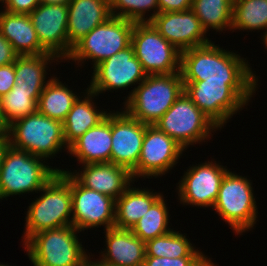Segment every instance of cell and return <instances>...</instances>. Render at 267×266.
Segmentation results:
<instances>
[{
	"mask_svg": "<svg viewBox=\"0 0 267 266\" xmlns=\"http://www.w3.org/2000/svg\"><path fill=\"white\" fill-rule=\"evenodd\" d=\"M180 73L183 81L258 83L246 58L212 42L181 52Z\"/></svg>",
	"mask_w": 267,
	"mask_h": 266,
	"instance_id": "1",
	"label": "cell"
},
{
	"mask_svg": "<svg viewBox=\"0 0 267 266\" xmlns=\"http://www.w3.org/2000/svg\"><path fill=\"white\" fill-rule=\"evenodd\" d=\"M184 92L191 101L218 127L242 110L256 92V83H215L183 81Z\"/></svg>",
	"mask_w": 267,
	"mask_h": 266,
	"instance_id": "2",
	"label": "cell"
},
{
	"mask_svg": "<svg viewBox=\"0 0 267 266\" xmlns=\"http://www.w3.org/2000/svg\"><path fill=\"white\" fill-rule=\"evenodd\" d=\"M39 192L27 209L23 244L37 232L72 225L71 174L59 171Z\"/></svg>",
	"mask_w": 267,
	"mask_h": 266,
	"instance_id": "3",
	"label": "cell"
},
{
	"mask_svg": "<svg viewBox=\"0 0 267 266\" xmlns=\"http://www.w3.org/2000/svg\"><path fill=\"white\" fill-rule=\"evenodd\" d=\"M183 92L184 84L180 72L147 75L127 96L124 110L140 122L154 125Z\"/></svg>",
	"mask_w": 267,
	"mask_h": 266,
	"instance_id": "4",
	"label": "cell"
},
{
	"mask_svg": "<svg viewBox=\"0 0 267 266\" xmlns=\"http://www.w3.org/2000/svg\"><path fill=\"white\" fill-rule=\"evenodd\" d=\"M73 225L37 232L23 245L33 266H86L88 255Z\"/></svg>",
	"mask_w": 267,
	"mask_h": 266,
	"instance_id": "5",
	"label": "cell"
},
{
	"mask_svg": "<svg viewBox=\"0 0 267 266\" xmlns=\"http://www.w3.org/2000/svg\"><path fill=\"white\" fill-rule=\"evenodd\" d=\"M7 136L11 147L45 160L55 157L63 148L69 149L64 139L63 122L38 111L8 125Z\"/></svg>",
	"mask_w": 267,
	"mask_h": 266,
	"instance_id": "6",
	"label": "cell"
},
{
	"mask_svg": "<svg viewBox=\"0 0 267 266\" xmlns=\"http://www.w3.org/2000/svg\"><path fill=\"white\" fill-rule=\"evenodd\" d=\"M43 160L9 146L0 167V199L23 193H38L60 171L59 168L46 165Z\"/></svg>",
	"mask_w": 267,
	"mask_h": 266,
	"instance_id": "7",
	"label": "cell"
},
{
	"mask_svg": "<svg viewBox=\"0 0 267 266\" xmlns=\"http://www.w3.org/2000/svg\"><path fill=\"white\" fill-rule=\"evenodd\" d=\"M250 181L247 177L228 170L212 208L237 235L253 228L258 218V208Z\"/></svg>",
	"mask_w": 267,
	"mask_h": 266,
	"instance_id": "8",
	"label": "cell"
},
{
	"mask_svg": "<svg viewBox=\"0 0 267 266\" xmlns=\"http://www.w3.org/2000/svg\"><path fill=\"white\" fill-rule=\"evenodd\" d=\"M134 24L125 18L111 16L78 41L66 60H73L80 65L84 60L91 59L95 67L131 44Z\"/></svg>",
	"mask_w": 267,
	"mask_h": 266,
	"instance_id": "9",
	"label": "cell"
},
{
	"mask_svg": "<svg viewBox=\"0 0 267 266\" xmlns=\"http://www.w3.org/2000/svg\"><path fill=\"white\" fill-rule=\"evenodd\" d=\"M154 125L185 150L194 143L205 142L218 129L185 92Z\"/></svg>",
	"mask_w": 267,
	"mask_h": 266,
	"instance_id": "10",
	"label": "cell"
},
{
	"mask_svg": "<svg viewBox=\"0 0 267 266\" xmlns=\"http://www.w3.org/2000/svg\"><path fill=\"white\" fill-rule=\"evenodd\" d=\"M131 44L147 75L180 72L181 52L168 42L150 22H135Z\"/></svg>",
	"mask_w": 267,
	"mask_h": 266,
	"instance_id": "11",
	"label": "cell"
},
{
	"mask_svg": "<svg viewBox=\"0 0 267 266\" xmlns=\"http://www.w3.org/2000/svg\"><path fill=\"white\" fill-rule=\"evenodd\" d=\"M88 89L97 95L140 84L147 76L130 44L93 68Z\"/></svg>",
	"mask_w": 267,
	"mask_h": 266,
	"instance_id": "12",
	"label": "cell"
},
{
	"mask_svg": "<svg viewBox=\"0 0 267 266\" xmlns=\"http://www.w3.org/2000/svg\"><path fill=\"white\" fill-rule=\"evenodd\" d=\"M184 151L180 144L155 125H147L137 166L131 172L134 182L139 177L165 175L178 163Z\"/></svg>",
	"mask_w": 267,
	"mask_h": 266,
	"instance_id": "13",
	"label": "cell"
},
{
	"mask_svg": "<svg viewBox=\"0 0 267 266\" xmlns=\"http://www.w3.org/2000/svg\"><path fill=\"white\" fill-rule=\"evenodd\" d=\"M72 225L81 231L115 225V199L82 186L71 175Z\"/></svg>",
	"mask_w": 267,
	"mask_h": 266,
	"instance_id": "14",
	"label": "cell"
},
{
	"mask_svg": "<svg viewBox=\"0 0 267 266\" xmlns=\"http://www.w3.org/2000/svg\"><path fill=\"white\" fill-rule=\"evenodd\" d=\"M227 171L226 166L212 160L189 166L177 186L180 203L213 208Z\"/></svg>",
	"mask_w": 267,
	"mask_h": 266,
	"instance_id": "15",
	"label": "cell"
},
{
	"mask_svg": "<svg viewBox=\"0 0 267 266\" xmlns=\"http://www.w3.org/2000/svg\"><path fill=\"white\" fill-rule=\"evenodd\" d=\"M147 125L123 109L111 112V163L126 168L130 173L135 169Z\"/></svg>",
	"mask_w": 267,
	"mask_h": 266,
	"instance_id": "16",
	"label": "cell"
},
{
	"mask_svg": "<svg viewBox=\"0 0 267 266\" xmlns=\"http://www.w3.org/2000/svg\"><path fill=\"white\" fill-rule=\"evenodd\" d=\"M40 45L60 60L68 57V6L40 3L30 14Z\"/></svg>",
	"mask_w": 267,
	"mask_h": 266,
	"instance_id": "17",
	"label": "cell"
},
{
	"mask_svg": "<svg viewBox=\"0 0 267 266\" xmlns=\"http://www.w3.org/2000/svg\"><path fill=\"white\" fill-rule=\"evenodd\" d=\"M149 22L180 52L211 42L192 9L158 13Z\"/></svg>",
	"mask_w": 267,
	"mask_h": 266,
	"instance_id": "18",
	"label": "cell"
},
{
	"mask_svg": "<svg viewBox=\"0 0 267 266\" xmlns=\"http://www.w3.org/2000/svg\"><path fill=\"white\" fill-rule=\"evenodd\" d=\"M82 171L71 172L60 169V171L69 172L82 186L93 189L118 199L124 191L133 183L131 173L124 167L114 163H91L85 164Z\"/></svg>",
	"mask_w": 267,
	"mask_h": 266,
	"instance_id": "19",
	"label": "cell"
},
{
	"mask_svg": "<svg viewBox=\"0 0 267 266\" xmlns=\"http://www.w3.org/2000/svg\"><path fill=\"white\" fill-rule=\"evenodd\" d=\"M68 56L72 47L112 15L110 0H70L68 3Z\"/></svg>",
	"mask_w": 267,
	"mask_h": 266,
	"instance_id": "20",
	"label": "cell"
},
{
	"mask_svg": "<svg viewBox=\"0 0 267 266\" xmlns=\"http://www.w3.org/2000/svg\"><path fill=\"white\" fill-rule=\"evenodd\" d=\"M106 248L99 259L111 266H143L146 251L145 242L131 229L112 227L105 230Z\"/></svg>",
	"mask_w": 267,
	"mask_h": 266,
	"instance_id": "21",
	"label": "cell"
},
{
	"mask_svg": "<svg viewBox=\"0 0 267 266\" xmlns=\"http://www.w3.org/2000/svg\"><path fill=\"white\" fill-rule=\"evenodd\" d=\"M111 111L97 126L87 130L76 139L68 153L77 157L79 164L111 162Z\"/></svg>",
	"mask_w": 267,
	"mask_h": 266,
	"instance_id": "22",
	"label": "cell"
},
{
	"mask_svg": "<svg viewBox=\"0 0 267 266\" xmlns=\"http://www.w3.org/2000/svg\"><path fill=\"white\" fill-rule=\"evenodd\" d=\"M0 32L18 55L48 53L38 40L29 14L0 12Z\"/></svg>",
	"mask_w": 267,
	"mask_h": 266,
	"instance_id": "23",
	"label": "cell"
},
{
	"mask_svg": "<svg viewBox=\"0 0 267 266\" xmlns=\"http://www.w3.org/2000/svg\"><path fill=\"white\" fill-rule=\"evenodd\" d=\"M51 60V61H50ZM60 60L56 55H18L15 60V85L10 91L42 92L50 81L46 79L48 63Z\"/></svg>",
	"mask_w": 267,
	"mask_h": 266,
	"instance_id": "24",
	"label": "cell"
},
{
	"mask_svg": "<svg viewBox=\"0 0 267 266\" xmlns=\"http://www.w3.org/2000/svg\"><path fill=\"white\" fill-rule=\"evenodd\" d=\"M85 91L83 100L82 97L76 100L63 121L64 139L68 146L87 130L97 126L108 114L107 111L96 109L97 106L94 105L93 99L98 95L88 88Z\"/></svg>",
	"mask_w": 267,
	"mask_h": 266,
	"instance_id": "25",
	"label": "cell"
},
{
	"mask_svg": "<svg viewBox=\"0 0 267 266\" xmlns=\"http://www.w3.org/2000/svg\"><path fill=\"white\" fill-rule=\"evenodd\" d=\"M130 185L124 193L115 200L116 228L132 229L144 216L152 204L162 195L149 189H139ZM132 187V188H131Z\"/></svg>",
	"mask_w": 267,
	"mask_h": 266,
	"instance_id": "26",
	"label": "cell"
},
{
	"mask_svg": "<svg viewBox=\"0 0 267 266\" xmlns=\"http://www.w3.org/2000/svg\"><path fill=\"white\" fill-rule=\"evenodd\" d=\"M80 98L68 85H64L59 78L51 77L45 85L38 103L37 111L49 118L63 122L73 107L76 100Z\"/></svg>",
	"mask_w": 267,
	"mask_h": 266,
	"instance_id": "27",
	"label": "cell"
},
{
	"mask_svg": "<svg viewBox=\"0 0 267 266\" xmlns=\"http://www.w3.org/2000/svg\"><path fill=\"white\" fill-rule=\"evenodd\" d=\"M191 9L206 33L209 29L231 31L233 0H193Z\"/></svg>",
	"mask_w": 267,
	"mask_h": 266,
	"instance_id": "28",
	"label": "cell"
},
{
	"mask_svg": "<svg viewBox=\"0 0 267 266\" xmlns=\"http://www.w3.org/2000/svg\"><path fill=\"white\" fill-rule=\"evenodd\" d=\"M145 251V257H206L192 246L184 234L175 230L147 241Z\"/></svg>",
	"mask_w": 267,
	"mask_h": 266,
	"instance_id": "29",
	"label": "cell"
},
{
	"mask_svg": "<svg viewBox=\"0 0 267 266\" xmlns=\"http://www.w3.org/2000/svg\"><path fill=\"white\" fill-rule=\"evenodd\" d=\"M267 32V0H233L231 30Z\"/></svg>",
	"mask_w": 267,
	"mask_h": 266,
	"instance_id": "30",
	"label": "cell"
},
{
	"mask_svg": "<svg viewBox=\"0 0 267 266\" xmlns=\"http://www.w3.org/2000/svg\"><path fill=\"white\" fill-rule=\"evenodd\" d=\"M169 215L166 200L162 194L132 227L131 231L146 243L173 230L169 228Z\"/></svg>",
	"mask_w": 267,
	"mask_h": 266,
	"instance_id": "31",
	"label": "cell"
},
{
	"mask_svg": "<svg viewBox=\"0 0 267 266\" xmlns=\"http://www.w3.org/2000/svg\"><path fill=\"white\" fill-rule=\"evenodd\" d=\"M42 92L9 91L0 98V108L4 121H13L37 112V103Z\"/></svg>",
	"mask_w": 267,
	"mask_h": 266,
	"instance_id": "32",
	"label": "cell"
},
{
	"mask_svg": "<svg viewBox=\"0 0 267 266\" xmlns=\"http://www.w3.org/2000/svg\"><path fill=\"white\" fill-rule=\"evenodd\" d=\"M151 9L154 13L145 18L146 11L148 13ZM110 11L114 17L133 22H149L159 13L158 0H110Z\"/></svg>",
	"mask_w": 267,
	"mask_h": 266,
	"instance_id": "33",
	"label": "cell"
},
{
	"mask_svg": "<svg viewBox=\"0 0 267 266\" xmlns=\"http://www.w3.org/2000/svg\"><path fill=\"white\" fill-rule=\"evenodd\" d=\"M143 266H216L208 257H145Z\"/></svg>",
	"mask_w": 267,
	"mask_h": 266,
	"instance_id": "34",
	"label": "cell"
},
{
	"mask_svg": "<svg viewBox=\"0 0 267 266\" xmlns=\"http://www.w3.org/2000/svg\"><path fill=\"white\" fill-rule=\"evenodd\" d=\"M5 11L10 13L30 14L41 2L40 0H0Z\"/></svg>",
	"mask_w": 267,
	"mask_h": 266,
	"instance_id": "35",
	"label": "cell"
},
{
	"mask_svg": "<svg viewBox=\"0 0 267 266\" xmlns=\"http://www.w3.org/2000/svg\"><path fill=\"white\" fill-rule=\"evenodd\" d=\"M15 63L0 66V98L15 85Z\"/></svg>",
	"mask_w": 267,
	"mask_h": 266,
	"instance_id": "36",
	"label": "cell"
},
{
	"mask_svg": "<svg viewBox=\"0 0 267 266\" xmlns=\"http://www.w3.org/2000/svg\"><path fill=\"white\" fill-rule=\"evenodd\" d=\"M193 0H158L159 13L186 11L192 8Z\"/></svg>",
	"mask_w": 267,
	"mask_h": 266,
	"instance_id": "37",
	"label": "cell"
},
{
	"mask_svg": "<svg viewBox=\"0 0 267 266\" xmlns=\"http://www.w3.org/2000/svg\"><path fill=\"white\" fill-rule=\"evenodd\" d=\"M18 54L14 51L11 43L0 32V66L15 63Z\"/></svg>",
	"mask_w": 267,
	"mask_h": 266,
	"instance_id": "38",
	"label": "cell"
},
{
	"mask_svg": "<svg viewBox=\"0 0 267 266\" xmlns=\"http://www.w3.org/2000/svg\"><path fill=\"white\" fill-rule=\"evenodd\" d=\"M10 146V142L7 135H0V167L3 162V157L8 147Z\"/></svg>",
	"mask_w": 267,
	"mask_h": 266,
	"instance_id": "39",
	"label": "cell"
},
{
	"mask_svg": "<svg viewBox=\"0 0 267 266\" xmlns=\"http://www.w3.org/2000/svg\"><path fill=\"white\" fill-rule=\"evenodd\" d=\"M8 134V125L3 119L1 108H0V135H7Z\"/></svg>",
	"mask_w": 267,
	"mask_h": 266,
	"instance_id": "40",
	"label": "cell"
},
{
	"mask_svg": "<svg viewBox=\"0 0 267 266\" xmlns=\"http://www.w3.org/2000/svg\"><path fill=\"white\" fill-rule=\"evenodd\" d=\"M89 255V257H88V260H87V263H86V266H111V265H108V264H105V263H103L102 261H100V260H93V261H91V259L92 258H90V254H88Z\"/></svg>",
	"mask_w": 267,
	"mask_h": 266,
	"instance_id": "41",
	"label": "cell"
},
{
	"mask_svg": "<svg viewBox=\"0 0 267 266\" xmlns=\"http://www.w3.org/2000/svg\"><path fill=\"white\" fill-rule=\"evenodd\" d=\"M40 2L44 3V4H64V5H68L70 0H40Z\"/></svg>",
	"mask_w": 267,
	"mask_h": 266,
	"instance_id": "42",
	"label": "cell"
},
{
	"mask_svg": "<svg viewBox=\"0 0 267 266\" xmlns=\"http://www.w3.org/2000/svg\"><path fill=\"white\" fill-rule=\"evenodd\" d=\"M261 40L263 41L265 48H267V32L264 35H262Z\"/></svg>",
	"mask_w": 267,
	"mask_h": 266,
	"instance_id": "43",
	"label": "cell"
},
{
	"mask_svg": "<svg viewBox=\"0 0 267 266\" xmlns=\"http://www.w3.org/2000/svg\"><path fill=\"white\" fill-rule=\"evenodd\" d=\"M0 266H9V265H8V264L5 265V264H3V263H2V264L0 263Z\"/></svg>",
	"mask_w": 267,
	"mask_h": 266,
	"instance_id": "44",
	"label": "cell"
}]
</instances>
